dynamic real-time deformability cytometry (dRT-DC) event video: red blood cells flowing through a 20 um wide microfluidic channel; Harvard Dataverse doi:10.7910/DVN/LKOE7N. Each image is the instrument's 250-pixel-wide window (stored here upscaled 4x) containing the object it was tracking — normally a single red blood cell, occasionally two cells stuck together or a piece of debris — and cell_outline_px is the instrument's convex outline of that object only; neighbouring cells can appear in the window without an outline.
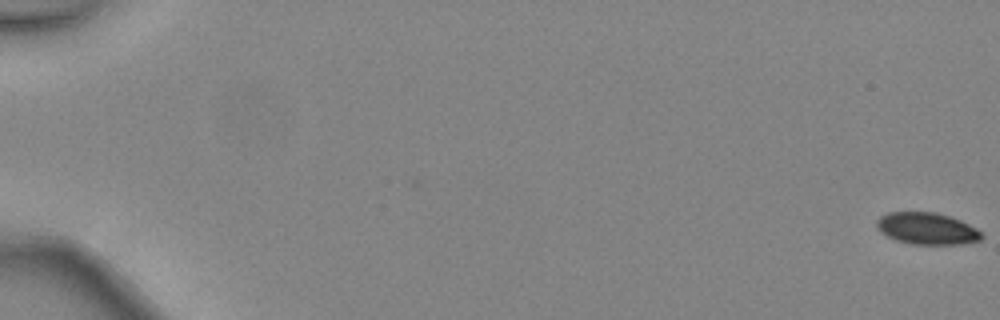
{"species": "common noctule bat (a hibernating species)", "species_latin": "Nyctalus noctula", "temperature_condition": "warm", "stored_images_in_passage": 2, "camera_frame_rate_fps": 3000, "um_per_image_px": 0.085, "animal": {"sex": "female", "body_mass_g": 24.6, "forearm_length_mm": 56.2}, "frame": {"image": 1, "passage_image": 2, "time_ms": 0.333, "image_size_px": [1000, 320], "cell_outline_px": [[984, 236], [980, 240], [964, 244], [912, 244], [896, 240], [880, 232], [876, 228], [876, 220], [880, 216], [888, 212], [936, 212], [960, 220], [976, 228]], "centroid_in_image_um": [78.77, 19.42], "position_along_channel_um": 6.2, "area_um2": 19.48}}